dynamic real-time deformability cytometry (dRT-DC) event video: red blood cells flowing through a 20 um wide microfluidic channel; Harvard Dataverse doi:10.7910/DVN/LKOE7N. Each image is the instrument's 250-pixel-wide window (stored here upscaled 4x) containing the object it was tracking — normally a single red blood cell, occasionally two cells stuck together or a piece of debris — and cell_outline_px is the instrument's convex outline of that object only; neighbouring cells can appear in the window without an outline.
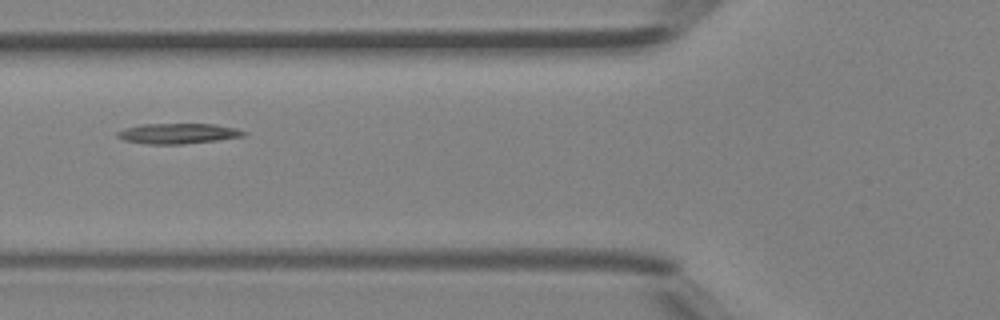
{"species": "Egyptian fruit bat (a non-hibernating species)", "species_latin": "Rousettus aegyptiacus", "temperature_condition": "room temperature", "stored_images_in_passage": 3, "camera_frame_rate_fps": 3000, "um_per_image_px": 0.085, "animal": {"sex": "female"}, "frame": {"image": 1, "passage_image": 2, "time_ms": 0.333, "image_size_px": [1000, 320], "cell_outline_px": [[248, 132], [244, 136], [216, 140], [184, 144], [148, 144], [124, 140], [116, 136], [116, 132], [140, 124], [216, 124], [236, 128]], "centroid_in_image_um": [15.15, 11.34], "position_along_channel_um": 110.6, "area_um2": 14.91}}
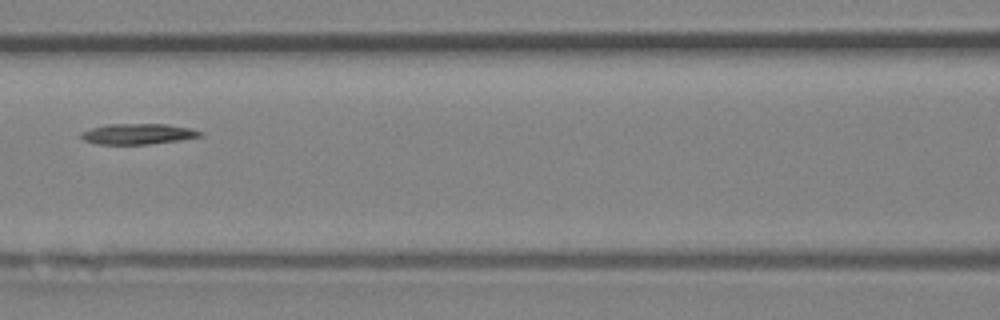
{"frame": {"image": 2, "passage_image": 3, "time_ms": 0.667, "image_size_px": [1000, 320], "cell_outline_px": [[204, 136], [180, 140], [148, 144], [96, 144], [84, 140], [80, 136], [80, 132], [92, 128], [108, 124], [168, 124], [192, 128], [204, 132]], "centroid_in_image_um": [11.77, 11.38], "position_along_channel_um": 154.8, "area_um2": 14.45}}